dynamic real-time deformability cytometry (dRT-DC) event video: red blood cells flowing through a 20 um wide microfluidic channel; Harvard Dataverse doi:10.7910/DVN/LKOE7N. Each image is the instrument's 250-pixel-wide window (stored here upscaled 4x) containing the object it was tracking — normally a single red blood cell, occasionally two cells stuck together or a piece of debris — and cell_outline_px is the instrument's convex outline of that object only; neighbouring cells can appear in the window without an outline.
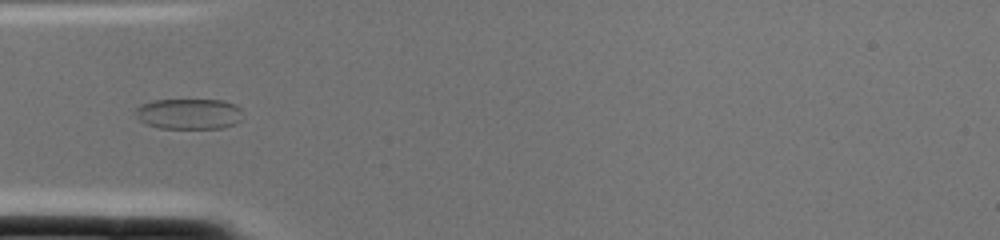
{"species": "common noctule bat (a hibernating species)", "species_latin": "Nyctalus noctula", "temperature_condition": "cold", "stored_images_in_passage": 2, "camera_frame_rate_fps": 3000, "um_per_image_px": 0.085, "animal": {"sex": "female", "body_mass_g": 22.0, "forearm_length_mm": 56.7}, "frame": {"image": 1, "passage_image": 2, "time_ms": 0.333, "image_size_px": [1000, 240], "cell_outline_px": [[240, 120], [236, 124], [224, 128], [160, 128], [144, 124], [132, 112], [140, 104], [152, 100], [224, 100], [236, 104], [240, 108]], "centroid_in_image_um": [16.02, 9.67], "position_along_channel_um": 69.0, "area_um2": 19.42}}